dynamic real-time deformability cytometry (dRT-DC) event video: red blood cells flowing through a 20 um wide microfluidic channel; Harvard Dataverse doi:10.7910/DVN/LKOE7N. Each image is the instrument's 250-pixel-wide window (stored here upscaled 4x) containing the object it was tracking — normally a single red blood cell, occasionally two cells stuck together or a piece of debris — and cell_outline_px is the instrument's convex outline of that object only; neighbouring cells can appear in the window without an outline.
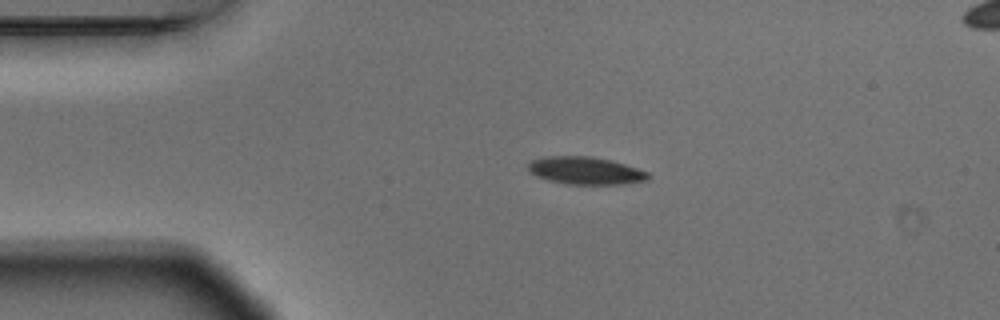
{"species": "Egyptian fruit bat (a non-hibernating species)", "species_latin": "Rousettus aegyptiacus", "temperature_condition": "warm", "stored_images_in_passage": 5, "camera_frame_rate_fps": 3000, "um_per_image_px": 0.085, "animal": {"sex": "male"}, "frame": {"image": 1, "passage_image": 3, "time_ms": 0.667, "image_size_px": [1000, 320], "cell_outline_px": [[648, 180], [620, 184], [568, 184], [548, 180], [536, 176], [528, 168], [528, 164], [532, 160], [544, 156], [592, 156], [612, 160], [648, 172]], "centroid_in_image_um": [49.75, 14.49], "position_along_channel_um": 35.3, "area_um2": 19.13}}
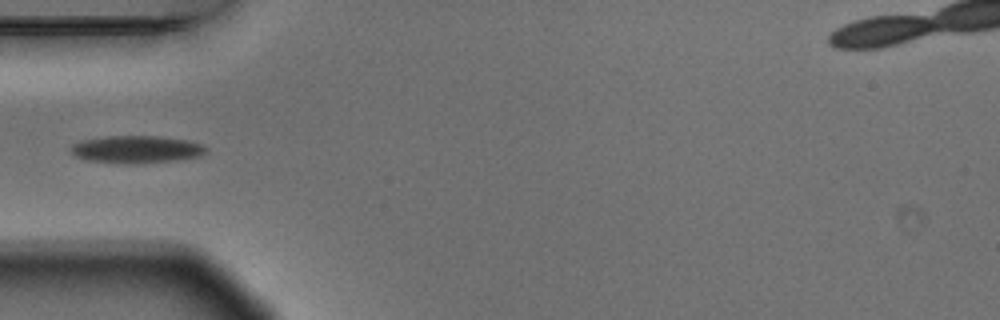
{"frame": {"image": 2, "passage_image": 5, "time_ms": 1.333, "image_size_px": [1000, 320], "cell_outline_px": [[208, 152], [200, 156], [176, 160], [144, 164], [124, 164], [88, 160], [76, 156], [72, 152], [72, 144], [84, 140], [108, 136], [160, 136], [188, 140], [200, 144], [208, 148]], "centroid_in_image_um": [11.66, 12.71], "position_along_channel_um": 73.3, "area_um2": 21.73}}